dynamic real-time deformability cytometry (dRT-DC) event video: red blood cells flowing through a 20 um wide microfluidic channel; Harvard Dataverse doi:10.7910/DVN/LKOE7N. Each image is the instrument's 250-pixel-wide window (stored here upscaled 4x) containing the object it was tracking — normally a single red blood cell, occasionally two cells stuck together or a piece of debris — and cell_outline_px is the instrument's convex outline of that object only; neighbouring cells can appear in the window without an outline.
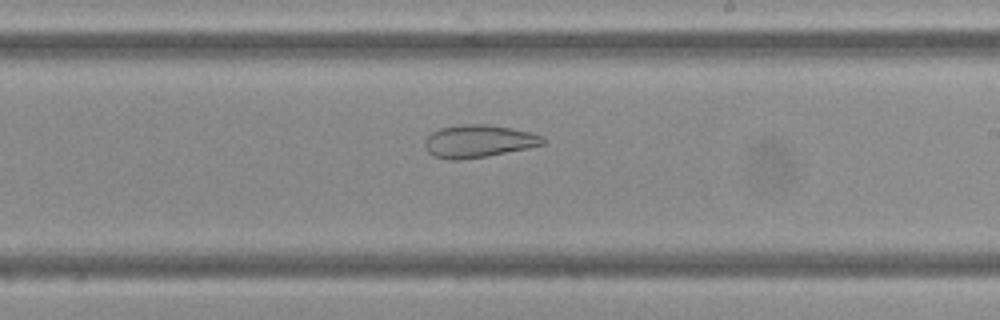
{"species": "Egyptian fruit bat (a non-hibernating species)", "species_latin": "Rousettus aegyptiacus", "temperature_condition": "cold", "stored_images_in_passage": 47, "camera_frame_rate_fps": 3000, "um_per_image_px": 0.085, "frame": {"image": 1, "passage_image": 27, "time_ms": 8.667, "image_size_px": [1000, 320], "cell_outline_px": [[548, 140], [544, 144], [528, 148], [488, 156], [460, 160], [448, 160], [432, 156], [428, 152], [424, 144], [424, 140], [432, 132], [440, 128], [464, 124], [488, 124], [512, 128], [532, 132], [544, 136]], "centroid_in_image_um": [40.7, 12.0], "position_along_channel_um": 248.3, "area_um2": 22.77}}